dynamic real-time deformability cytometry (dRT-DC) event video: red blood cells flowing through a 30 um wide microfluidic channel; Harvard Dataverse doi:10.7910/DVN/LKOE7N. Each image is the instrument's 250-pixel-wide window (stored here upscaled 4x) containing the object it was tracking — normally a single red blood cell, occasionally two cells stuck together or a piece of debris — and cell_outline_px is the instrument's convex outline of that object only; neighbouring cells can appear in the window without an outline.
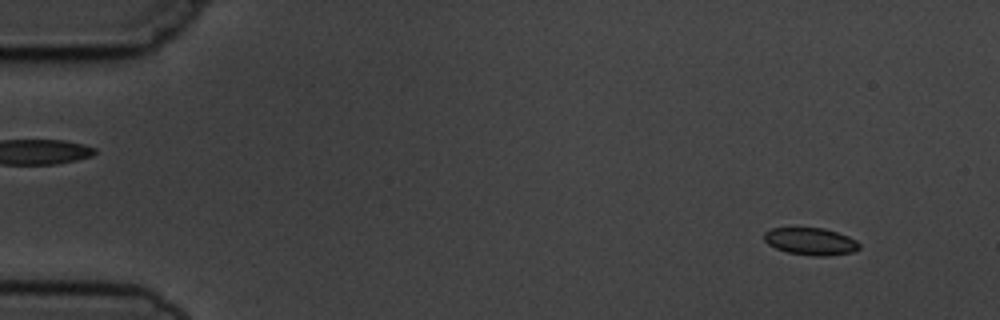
{"species": "common noctule bat (a hibernating species)", "species_latin": "Nyctalus noctula", "temperature_condition": "cold", "stored_images_in_passage": 4, "segment_of_instrument_passage": [1, 2], "camera_frame_rate_fps": 3000, "um_per_image_px": 0.085, "animal": {"sex": "male", "body_mass_g": 19.5, "forearm_length_mm": 54.6}, "frame": {"image": 1, "passage_image": 1, "time_ms": 0.0, "image_size_px": [1000, 320], "cell_outline_px": [[860, 248], [856, 252], [828, 256], [812, 256], [788, 252], [776, 248], [768, 244], [764, 240], [764, 232], [772, 228], [824, 228], [848, 236], [856, 240], [860, 244]], "centroid_in_image_um": [68.94, 20.53], "position_along_channel_um": 16.1, "area_um2": 15.2}}
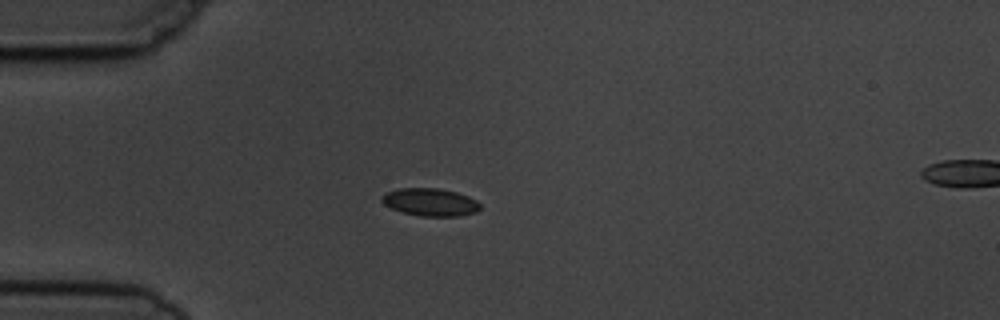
{"frame": {"image": 2, "passage_image": 3, "time_ms": 3.333, "image_size_px": [1000, 320], "cell_outline_px": [[480, 208], [476, 212], [460, 216], [420, 216], [404, 212], [392, 208], [384, 204], [380, 200], [380, 196], [384, 192], [400, 188], [440, 188], [456, 192], [468, 196], [476, 200], [480, 204]], "centroid_in_image_um": [36.55, 17.17], "position_along_channel_um": 48.5, "area_um2": 15.95}}